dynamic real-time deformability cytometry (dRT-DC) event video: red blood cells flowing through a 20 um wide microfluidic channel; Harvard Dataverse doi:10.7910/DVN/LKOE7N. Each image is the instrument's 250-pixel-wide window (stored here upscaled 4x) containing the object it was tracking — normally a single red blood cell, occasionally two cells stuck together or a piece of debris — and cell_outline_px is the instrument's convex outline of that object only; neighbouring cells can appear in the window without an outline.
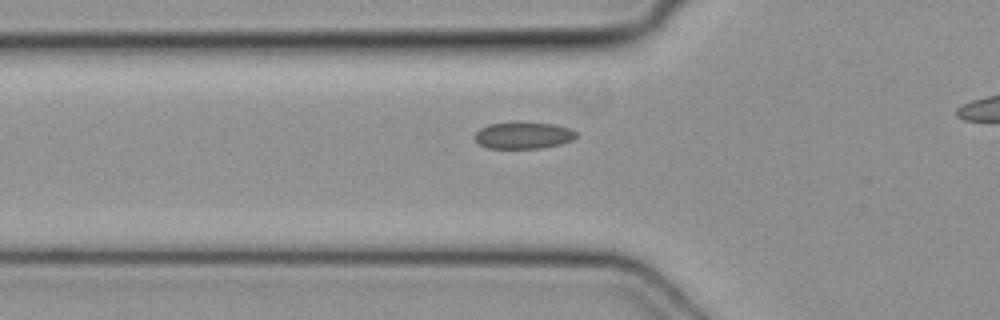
{"species": "common noctule bat (a hibernating species)", "species_latin": "Nyctalus noctula", "temperature_condition": "cold", "stored_images_in_passage": 41, "camera_frame_rate_fps": 3000, "um_per_image_px": 0.085, "animal": {"sex": "female", "body_mass_g": 19.3, "forearm_length_mm": 54.1}, "frame": {"image": 1, "passage_image": 15, "time_ms": 4.667, "image_size_px": [1000, 320], "cell_outline_px": [[576, 136], [572, 140], [560, 144], [540, 148], [488, 148], [480, 144], [472, 136], [480, 128], [488, 124], [516, 120], [556, 124], [572, 128], [576, 132]], "centroid_in_image_um": [44.47, 11.46], "position_along_channel_um": 81.3, "area_um2": 16.36}}
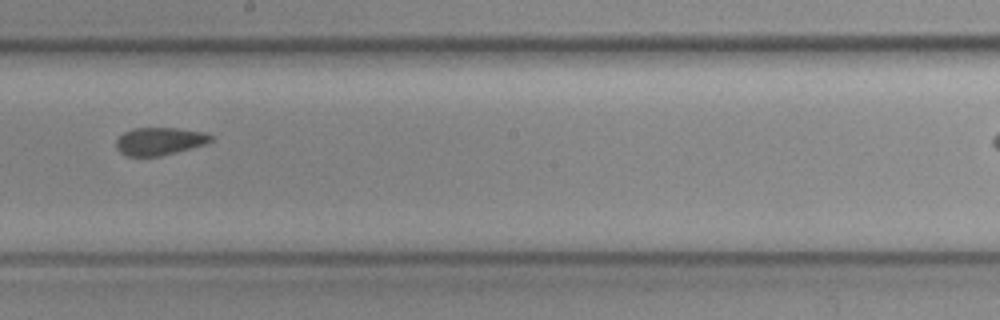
{"frame": {"image": 2, "passage_image": 26, "time_ms": 8.333, "image_size_px": [1000, 320], "cell_outline_px": [[212, 140], [204, 144], [176, 152], [160, 156], [128, 156], [120, 152], [116, 144], [116, 140], [124, 132], [132, 128], [180, 128], [204, 132], [212, 136]], "centroid_in_image_um": [13.55, 11.99], "position_along_channel_um": 234.6, "area_um2": 15.14}}
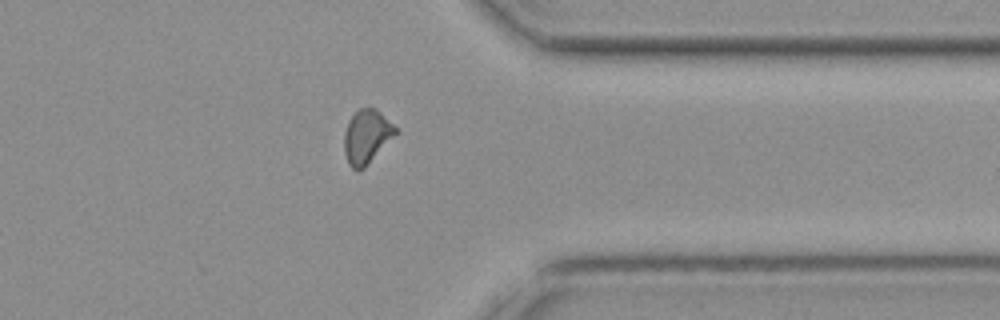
{"frame": {"image": 3, "passage_image": 37, "time_ms": 12.0, "image_size_px": [1000, 320], "cell_outline_px": [[400, 132], [364, 168], [352, 168], [348, 164], [344, 152], [344, 132], [348, 120], [360, 108], [376, 108]], "centroid_in_image_um": [31.18, 11.61], "position_along_channel_um": 380.2, "area_um2": 16.13}}